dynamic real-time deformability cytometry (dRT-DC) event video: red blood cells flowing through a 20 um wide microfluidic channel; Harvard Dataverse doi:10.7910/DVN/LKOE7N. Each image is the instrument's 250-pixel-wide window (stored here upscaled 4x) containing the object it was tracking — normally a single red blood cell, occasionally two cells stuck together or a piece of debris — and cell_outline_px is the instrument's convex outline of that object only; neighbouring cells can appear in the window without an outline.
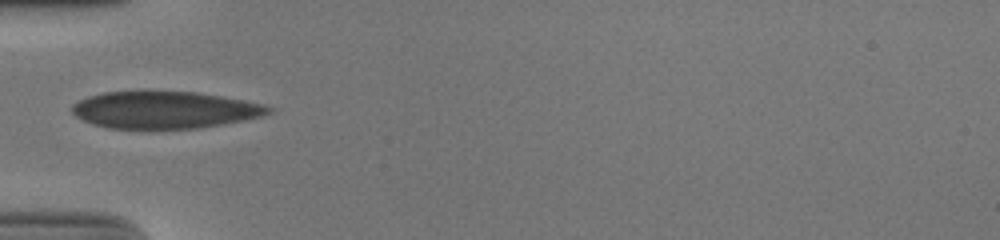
{"species": "human", "species_latin": "Homo sapiens", "temperature_condition": "cold", "stored_images_in_passage": 36, "camera_frame_rate_fps": 3000, "um_per_image_px": 0.085, "donor": {"sex": "male"}, "frame": {"image": 1, "passage_image": 1, "time_ms": 0.0, "image_size_px": [1000, 240], "cell_outline_px": [[276, 108], [272, 112], [264, 116], [244, 120], [200, 128], [108, 128], [92, 124], [76, 116], [72, 112], [72, 104], [88, 96], [104, 92], [196, 92], [244, 100]], "centroid_in_image_um": [14.02, 9.35], "position_along_channel_um": 71.0, "area_um2": 42.14}}
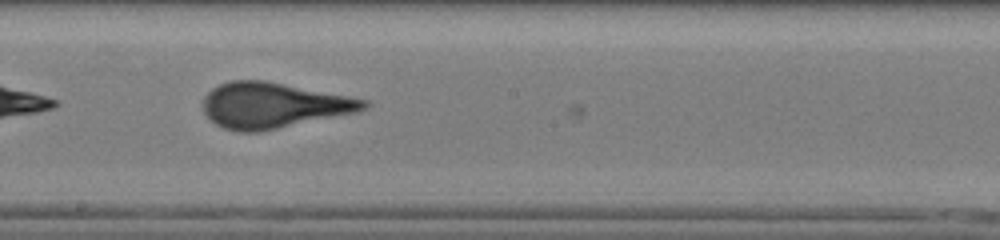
{"frame": {"image": 2, "passage_image": 13, "time_ms": 4.0, "image_size_px": [1000, 240], "cell_outline_px": [[372, 104], [368, 108], [356, 112], [260, 132], [240, 132], [224, 128], [216, 124], [204, 112], [204, 96], [212, 88], [220, 84], [232, 80], [264, 80], [348, 96], [368, 100]], "centroid_in_image_um": [23.24, 8.95], "position_along_channel_um": 225.0, "area_um2": 42.43}}
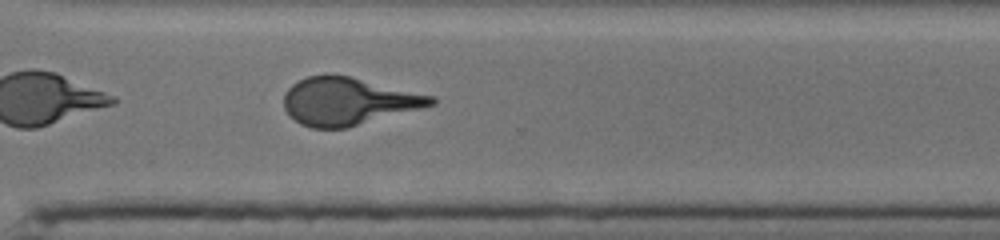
{"frame": {"image": 3, "passage_image": 22, "time_ms": 7.0, "image_size_px": [1000, 240], "cell_outline_px": [[436, 104], [348, 128], [312, 128], [300, 124], [284, 108], [284, 92], [292, 84], [308, 76], [348, 76], [436, 96]], "centroid_in_image_um": [29.62, 8.63], "position_along_channel_um": 341.0, "area_um2": 40.4}, "authors_computed_cell_mechanics": {"area_um2": 41.8761, "velocity_mm_per_s": 3.8627, "shape_relaxation_time_tau1_ms": 5.2545, "shape_relaxation_time_tau2_ms": null, "deformation_change_tau1": 0.1812, "deformation_change_tau2": null}}